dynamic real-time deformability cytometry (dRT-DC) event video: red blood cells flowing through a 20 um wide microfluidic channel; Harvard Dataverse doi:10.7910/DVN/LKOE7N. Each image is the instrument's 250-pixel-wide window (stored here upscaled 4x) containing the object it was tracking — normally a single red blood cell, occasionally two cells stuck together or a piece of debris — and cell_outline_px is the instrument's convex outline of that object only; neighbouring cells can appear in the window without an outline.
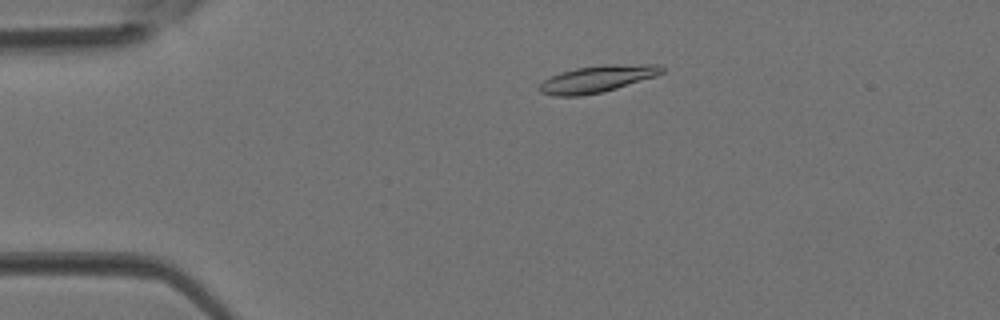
{"species": "Egyptian fruit bat (a non-hibernating species)", "species_latin": "Rousettus aegyptiacus", "temperature_condition": "room temperature", "stored_images_in_passage": 3, "camera_frame_rate_fps": 3000, "um_per_image_px": 0.085, "animal": {"sex": "female"}, "frame": {"image": 1, "passage_image": 2, "time_ms": 0.333, "image_size_px": [1000, 320], "cell_outline_px": [[664, 72], [656, 76], [616, 88], [600, 92], [580, 96], [552, 96], [540, 92], [536, 88], [544, 80], [560, 72], [576, 68], [604, 64], [660, 64], [664, 68]], "centroid_in_image_um": [50.76, 6.7], "position_along_channel_um": 34.2, "area_um2": 19.25}}